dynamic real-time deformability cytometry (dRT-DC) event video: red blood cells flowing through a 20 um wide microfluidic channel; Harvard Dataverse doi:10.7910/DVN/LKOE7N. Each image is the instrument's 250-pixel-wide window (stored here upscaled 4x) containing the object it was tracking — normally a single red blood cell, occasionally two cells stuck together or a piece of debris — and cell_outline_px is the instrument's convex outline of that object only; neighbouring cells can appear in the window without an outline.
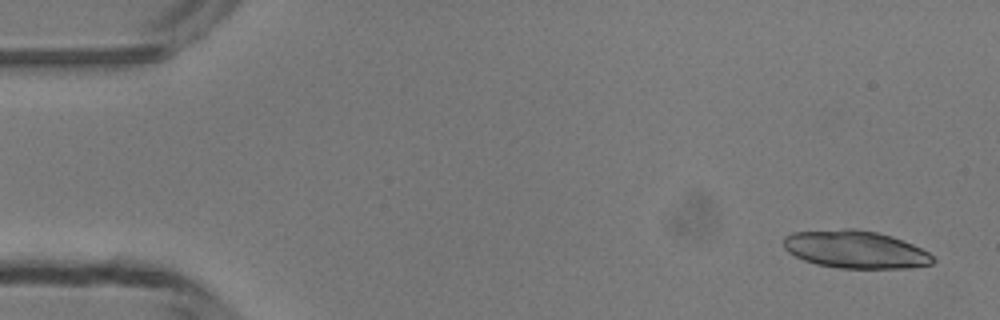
{"species": "common noctule bat (a hibernating species)", "species_latin": "Nyctalus noctula", "temperature_condition": "room temperature", "stored_images_in_passage": 48, "camera_frame_rate_fps": 3000, "um_per_image_px": 0.085, "animal": {"sex": "male", "body_mass_g": 13.3}, "frame": {"image": 1, "passage_image": 2, "time_ms": 0.333, "image_size_px": [1000, 320], "cell_outline_px": [[936, 260], [932, 264], [912, 268], [840, 268], [816, 264], [804, 260], [788, 252], [784, 248], [784, 236], [792, 232], [844, 228], [856, 228], [876, 232], [892, 236], [912, 244], [928, 252]], "centroid_in_image_um": [72.71, 21.2], "position_along_channel_um": 12.3, "area_um2": 32.95}}